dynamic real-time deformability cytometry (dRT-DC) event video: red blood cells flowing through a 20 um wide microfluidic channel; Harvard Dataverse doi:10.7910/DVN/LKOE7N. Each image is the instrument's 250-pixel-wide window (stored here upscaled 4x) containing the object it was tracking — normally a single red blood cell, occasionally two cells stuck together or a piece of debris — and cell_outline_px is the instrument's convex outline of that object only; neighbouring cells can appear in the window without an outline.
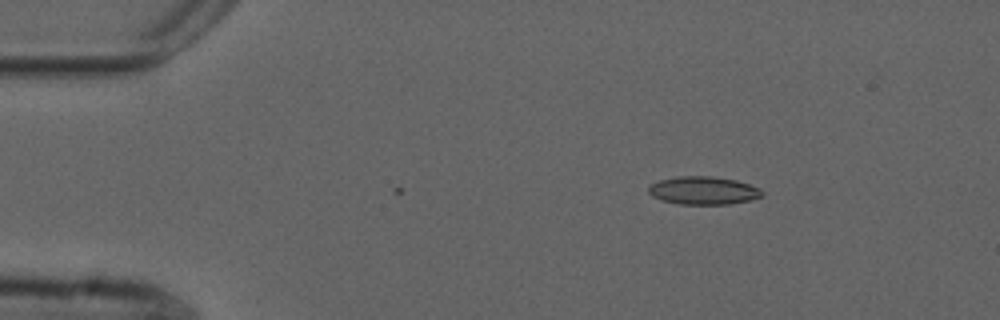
{"species": "common noctule bat (a hibernating species)", "species_latin": "Nyctalus noctula", "temperature_condition": "cold", "stored_images_in_passage": 3, "camera_frame_rate_fps": 3000, "um_per_image_px": 0.085, "animal": {"sex": "male", "forearm_length_mm": 52.5}, "frame": {"image": 1, "passage_image": 3, "time_ms": 0.667, "image_size_px": [1000, 320], "cell_outline_px": [[764, 196], [752, 200], [728, 204], [680, 204], [660, 200], [652, 196], [648, 192], [648, 188], [652, 184], [660, 180], [676, 176], [712, 176], [736, 180], [760, 188], [764, 192]], "centroid_in_image_um": [59.81, 16.19], "position_along_channel_um": 25.2, "area_um2": 18.67}}